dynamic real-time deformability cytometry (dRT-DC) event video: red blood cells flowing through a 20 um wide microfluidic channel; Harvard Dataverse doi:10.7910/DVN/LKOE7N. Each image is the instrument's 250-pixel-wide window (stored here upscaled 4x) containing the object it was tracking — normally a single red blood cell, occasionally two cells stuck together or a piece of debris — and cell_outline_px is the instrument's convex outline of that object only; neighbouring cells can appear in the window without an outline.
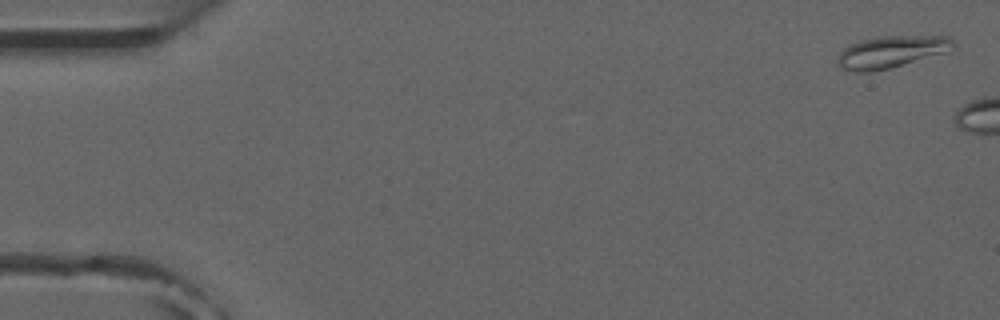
{"species": "common noctule bat (a hibernating species)", "species_latin": "Nyctalus noctula", "temperature_condition": "room temperature", "stored_images_in_passage": 3, "camera_frame_rate_fps": 3000, "um_per_image_px": 0.085, "animal": {"sex": "male", "forearm_length_mm": 52.5}, "frame": {"image": 1, "passage_image": 1, "time_ms": 0.0, "image_size_px": [1000, 320], "cell_outline_px": [[956, 44], [952, 48], [940, 52], [888, 68], [872, 72], [856, 72], [840, 68], [836, 64], [836, 60], [840, 52], [844, 48], [860, 40], [880, 36], [952, 36]], "centroid_in_image_um": [75.67, 4.39], "position_along_channel_um": 9.3, "area_um2": 21.1}}